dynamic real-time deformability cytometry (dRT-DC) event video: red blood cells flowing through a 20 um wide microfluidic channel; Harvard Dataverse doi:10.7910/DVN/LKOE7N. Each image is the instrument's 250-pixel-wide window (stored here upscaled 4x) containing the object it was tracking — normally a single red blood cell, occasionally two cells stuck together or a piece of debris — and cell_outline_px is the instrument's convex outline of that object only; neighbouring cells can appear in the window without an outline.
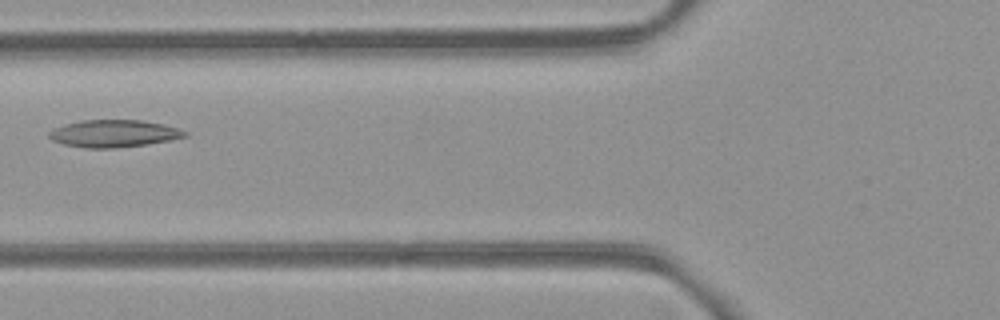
{"species": "common noctule bat (a hibernating species)", "species_latin": "Nyctalus noctula", "temperature_condition": "room temperature", "stored_images_in_passage": 4, "camera_frame_rate_fps": 3000, "um_per_image_px": 0.085, "animal": {"sex": "female", "body_mass_g": 21.9}, "frame": {"image": 1, "passage_image": 3, "time_ms": 2.333, "image_size_px": [1000, 320], "cell_outline_px": [[188, 136], [168, 140], [144, 144], [112, 148], [88, 148], [64, 144], [52, 140], [48, 136], [48, 132], [64, 124], [80, 120], [140, 120], [164, 124], [188, 132]], "centroid_in_image_um": [9.65, 11.34], "position_along_channel_um": 116.1, "area_um2": 21.33}}
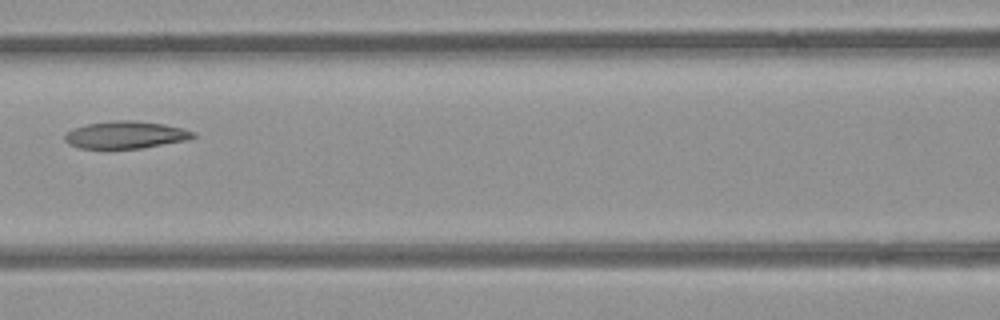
{"frame": {"image": 2, "passage_image": 4, "time_ms": 3.333, "image_size_px": [1000, 320], "cell_outline_px": [[196, 136], [188, 140], [144, 148], [80, 148], [68, 144], [64, 140], [64, 136], [68, 132], [76, 128], [88, 124], [112, 120], [136, 120], [164, 124], [184, 128], [196, 132]], "centroid_in_image_um": [10.74, 11.46], "position_along_channel_um": 155.9, "area_um2": 20.52}}